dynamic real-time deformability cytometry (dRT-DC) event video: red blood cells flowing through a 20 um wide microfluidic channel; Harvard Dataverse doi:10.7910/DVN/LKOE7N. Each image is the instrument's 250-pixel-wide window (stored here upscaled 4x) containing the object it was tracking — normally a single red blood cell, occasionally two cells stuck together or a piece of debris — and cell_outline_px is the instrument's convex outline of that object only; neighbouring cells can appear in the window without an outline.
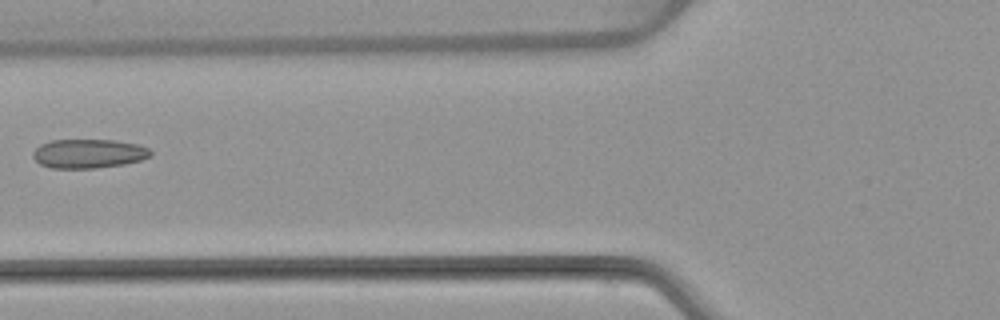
{"species": "common noctule bat (a hibernating species)", "species_latin": "Nyctalus noctula", "temperature_condition": "warm", "stored_images_in_passage": 6, "camera_frame_rate_fps": 3000, "um_per_image_px": 0.085, "animal": {"sex": "female", "body_mass_g": 22.7, "forearm_length_mm": 54.2}, "frame": {"image": 1, "passage_image": 5, "time_ms": 6.0, "image_size_px": [1000, 320], "cell_outline_px": [[152, 156], [140, 160], [124, 164], [96, 168], [52, 168], [40, 164], [32, 156], [32, 152], [40, 144], [52, 140], [116, 140], [140, 144], [148, 148], [152, 152]], "centroid_in_image_um": [7.55, 13.05], "position_along_channel_um": 118.3, "area_um2": 20.06}}
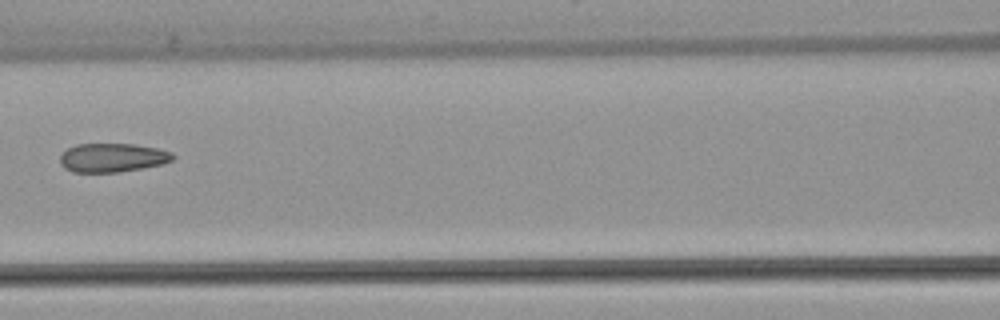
{"frame": {"image": 2, "passage_image": 6, "time_ms": 7.0, "image_size_px": [1000, 320], "cell_outline_px": [[176, 156], [172, 160], [164, 164], [120, 172], [72, 172], [64, 168], [60, 164], [60, 156], [68, 148], [76, 144], [132, 144], [156, 148], [172, 152]], "centroid_in_image_um": [9.56, 13.41], "position_along_channel_um": 157.0, "area_um2": 19.02}}